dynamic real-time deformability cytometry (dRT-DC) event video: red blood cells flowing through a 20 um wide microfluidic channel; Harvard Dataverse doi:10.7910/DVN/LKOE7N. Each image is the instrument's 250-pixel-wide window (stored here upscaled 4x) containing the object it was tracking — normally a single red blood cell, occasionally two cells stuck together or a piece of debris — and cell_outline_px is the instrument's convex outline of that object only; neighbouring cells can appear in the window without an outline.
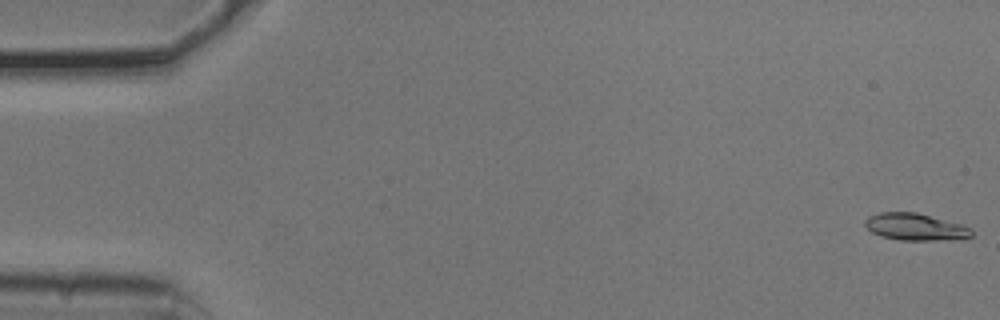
{"species": "common noctule bat (a hibernating species)", "species_latin": "Nyctalus noctula", "temperature_condition": "cold", "stored_images_in_passage": 10, "camera_frame_rate_fps": 3000, "um_per_image_px": 0.085, "animal": {"sex": "male", "body_mass_g": 20.5, "forearm_length_mm": 52.5}, "frame": {"image": 1, "passage_image": 1, "time_ms": 0.0, "image_size_px": [1000, 320], "cell_outline_px": [[972, 236], [936, 240], [900, 240], [880, 236], [872, 232], [864, 224], [864, 220], [868, 216], [880, 212], [916, 212], [960, 224], [972, 228]], "centroid_in_image_um": [77.74, 19.27], "position_along_channel_um": 7.3, "area_um2": 16.53}}